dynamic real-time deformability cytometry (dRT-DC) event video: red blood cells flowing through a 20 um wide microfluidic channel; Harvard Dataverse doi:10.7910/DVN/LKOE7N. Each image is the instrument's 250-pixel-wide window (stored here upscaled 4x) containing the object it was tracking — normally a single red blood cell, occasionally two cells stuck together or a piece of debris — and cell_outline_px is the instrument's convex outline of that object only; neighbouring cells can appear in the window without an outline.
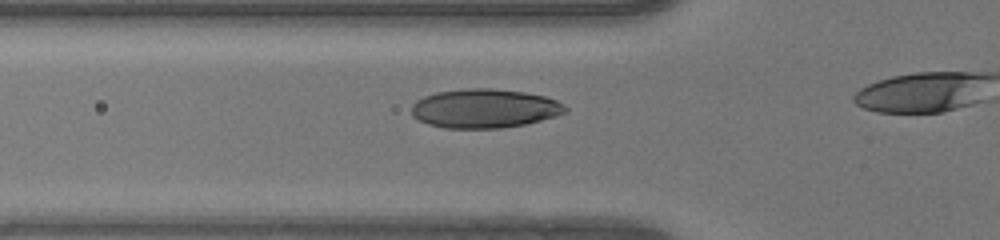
{"species": "human", "species_latin": "Homo sapiens", "temperature_condition": "warm", "stored_images_in_passage": 18, "camera_frame_rate_fps": 3000, "um_per_image_px": 0.085, "donor": {"sex": "female"}, "frame": {"image": 1, "passage_image": 13, "time_ms": 4.0, "image_size_px": [1000, 240], "cell_outline_px": [[568, 112], [556, 116], [524, 124], [500, 128], [444, 128], [428, 124], [412, 116], [412, 104], [416, 100], [424, 96], [436, 92], [468, 88], [488, 88], [524, 92], [544, 96], [556, 100], [564, 104], [568, 108]], "centroid_in_image_um": [41.18, 9.22], "position_along_channel_um": 84.6, "area_um2": 34.97}}
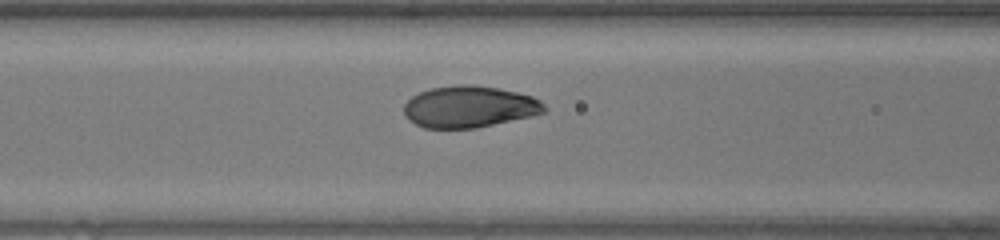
{"frame": {"image": 2, "passage_image": 16, "time_ms": 5.0, "image_size_px": [1000, 240], "cell_outline_px": [[548, 108], [544, 112], [532, 116], [476, 128], [424, 128], [408, 120], [404, 116], [404, 104], [412, 96], [420, 92], [432, 88], [460, 84], [472, 84], [496, 88], [516, 92], [532, 96], [540, 100]], "centroid_in_image_um": [39.89, 9.08], "position_along_channel_um": 126.7, "area_um2": 34.1}}